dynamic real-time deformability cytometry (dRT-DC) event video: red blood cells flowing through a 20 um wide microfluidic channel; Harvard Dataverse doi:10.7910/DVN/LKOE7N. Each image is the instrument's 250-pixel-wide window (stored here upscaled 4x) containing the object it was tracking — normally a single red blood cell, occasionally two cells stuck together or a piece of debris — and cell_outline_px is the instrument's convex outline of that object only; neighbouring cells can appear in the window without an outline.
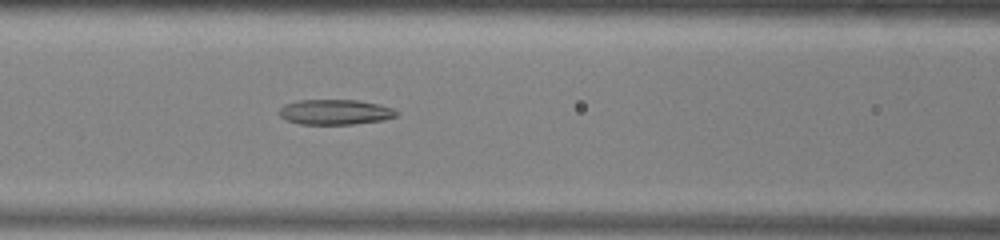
{"species": "common noctule bat (a hibernating species)", "species_latin": "Nyctalus noctula", "temperature_condition": "warm", "stored_images_in_passage": 36, "camera_frame_rate_fps": 3000, "um_per_image_px": 0.085, "animal": {"sex": "male", "body_mass_g": 13.0, "forearm_length_mm": 53.1}, "frame": {"image": 1, "passage_image": 6, "time_ms": 1.667, "image_size_px": [1000, 240], "cell_outline_px": [[400, 112], [396, 116], [384, 120], [352, 124], [300, 124], [284, 120], [280, 116], [280, 108], [284, 104], [296, 100], [356, 100], [376, 104], [392, 108]], "centroid_in_image_um": [28.46, 9.53], "position_along_channel_um": 138.1, "area_um2": 17.22}}
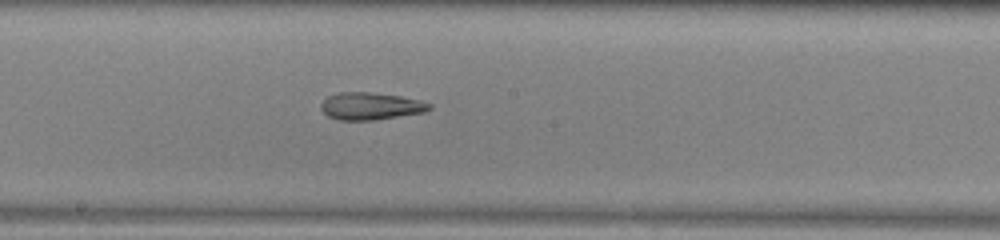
{"frame": {"image": 2, "passage_image": 12, "time_ms": 3.667, "image_size_px": [1000, 240], "cell_outline_px": [[432, 108], [424, 112], [372, 120], [340, 120], [328, 116], [320, 108], [320, 104], [328, 96], [340, 92], [372, 92], [400, 96], [420, 100], [432, 104]], "centroid_in_image_um": [31.5, 9.01], "position_along_channel_um": 216.7, "area_um2": 17.17}}
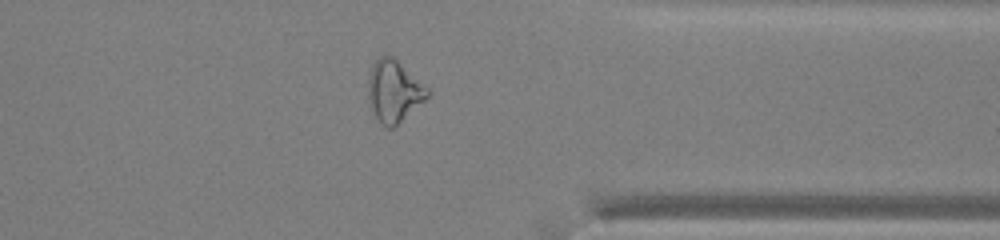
{"frame": {"image": 3, "passage_image": 25, "time_ms": 8.0, "image_size_px": [1000, 240], "cell_outline_px": [[428, 96], [424, 100], [392, 128], [388, 128], [376, 116], [368, 100], [368, 76], [372, 64], [380, 56], [392, 56], [428, 88]], "centroid_in_image_um": [33.45, 7.71], "position_along_channel_um": 377.9, "area_um2": 20.63}}